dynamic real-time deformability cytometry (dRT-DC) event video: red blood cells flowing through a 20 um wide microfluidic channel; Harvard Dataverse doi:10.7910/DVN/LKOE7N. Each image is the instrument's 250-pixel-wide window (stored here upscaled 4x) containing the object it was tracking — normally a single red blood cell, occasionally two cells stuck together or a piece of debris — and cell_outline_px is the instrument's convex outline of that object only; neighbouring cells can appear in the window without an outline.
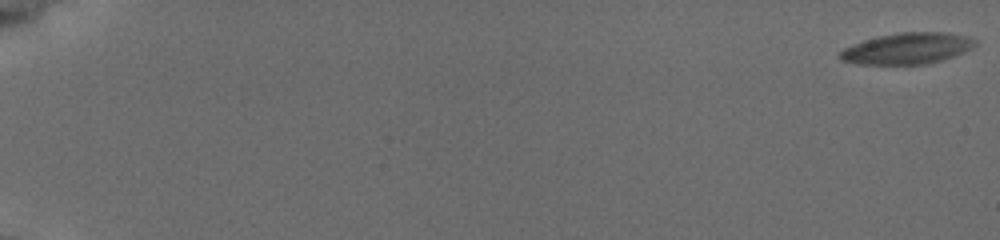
{"species": "common noctule bat (a hibernating species)", "species_latin": "Nyctalus noctula", "temperature_condition": "cold", "stored_images_in_passage": 3, "camera_frame_rate_fps": 3000, "um_per_image_px": 0.085, "animal": {"sex": "female", "body_mass_g": 19.5, "forearm_length_mm": 54.1}, "frame": {"image": 1, "passage_image": 1, "time_ms": 0.0, "image_size_px": [1000, 240], "cell_outline_px": [[976, 44], [972, 48], [964, 52], [940, 60], [924, 64], [860, 64], [844, 60], [840, 56], [840, 52], [844, 48], [864, 40], [880, 36], [900, 32], [948, 32], [964, 36], [976, 40]], "centroid_in_image_um": [77.14, 4.11], "position_along_channel_um": 7.9, "area_um2": 24.1}}